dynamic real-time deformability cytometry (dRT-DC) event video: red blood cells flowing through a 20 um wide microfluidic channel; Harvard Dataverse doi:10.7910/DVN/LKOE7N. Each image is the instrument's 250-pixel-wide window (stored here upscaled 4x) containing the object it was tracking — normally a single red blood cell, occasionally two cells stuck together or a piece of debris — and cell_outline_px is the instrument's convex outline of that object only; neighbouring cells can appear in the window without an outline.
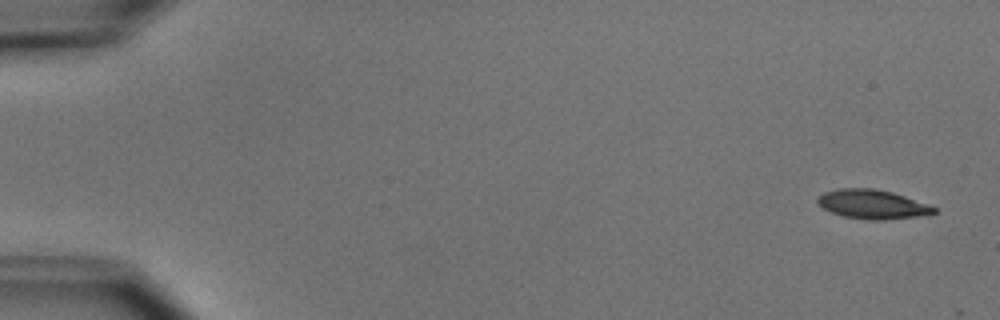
{"species": "common noctule bat (a hibernating species)", "species_latin": "Nyctalus noctula", "temperature_condition": "cold", "stored_images_in_passage": 7, "camera_frame_rate_fps": 3000, "um_per_image_px": 0.085, "animal": {"sex": "male", "body_mass_g": 15.6}, "frame": {"image": 1, "passage_image": 1, "time_ms": 0.0, "image_size_px": [1000, 320], "cell_outline_px": [[936, 212], [916, 216], [884, 220], [864, 220], [844, 216], [832, 212], [816, 204], [816, 200], [824, 192], [836, 188], [872, 188], [892, 192], [904, 196], [936, 208]], "centroid_in_image_um": [74.08, 17.36], "position_along_channel_um": 10.9, "area_um2": 19.54}}